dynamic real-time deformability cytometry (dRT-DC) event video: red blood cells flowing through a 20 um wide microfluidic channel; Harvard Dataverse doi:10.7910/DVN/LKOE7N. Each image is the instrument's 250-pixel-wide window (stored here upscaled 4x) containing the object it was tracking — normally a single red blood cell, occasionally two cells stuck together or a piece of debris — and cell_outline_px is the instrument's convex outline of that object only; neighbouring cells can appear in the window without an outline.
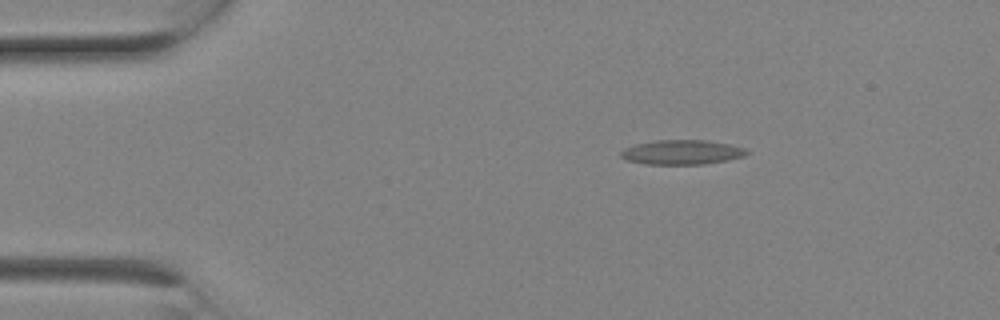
{"species": "Egyptian fruit bat (a non-hibernating species)", "species_latin": "Rousettus aegyptiacus", "temperature_condition": "room temperature", "stored_images_in_passage": 2, "camera_frame_rate_fps": 3000, "um_per_image_px": 0.085, "animal": {"sex": "female"}, "frame": {"image": 1, "passage_image": 1, "time_ms": 0.0, "image_size_px": [1000, 320], "cell_outline_px": [[748, 152], [744, 156], [728, 160], [704, 164], [644, 164], [628, 160], [620, 156], [620, 152], [624, 148], [636, 144], [656, 140], [708, 140], [732, 144], [744, 148]], "centroid_in_image_um": [57.97, 12.93], "position_along_channel_um": 27.0, "area_um2": 18.03}}
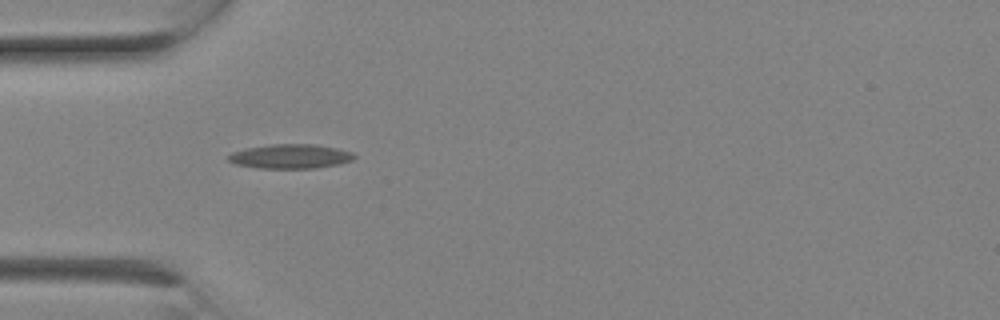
{"frame": {"image": 2, "passage_image": 2, "time_ms": 0.333, "image_size_px": [1000, 320], "cell_outline_px": [[356, 156], [352, 160], [340, 164], [316, 168], [256, 168], [236, 164], [228, 160], [228, 156], [232, 152], [244, 148], [272, 144], [316, 144], [336, 148], [352, 152]], "centroid_in_image_um": [24.69, 13.29], "position_along_channel_um": 60.3, "area_um2": 17.92}}